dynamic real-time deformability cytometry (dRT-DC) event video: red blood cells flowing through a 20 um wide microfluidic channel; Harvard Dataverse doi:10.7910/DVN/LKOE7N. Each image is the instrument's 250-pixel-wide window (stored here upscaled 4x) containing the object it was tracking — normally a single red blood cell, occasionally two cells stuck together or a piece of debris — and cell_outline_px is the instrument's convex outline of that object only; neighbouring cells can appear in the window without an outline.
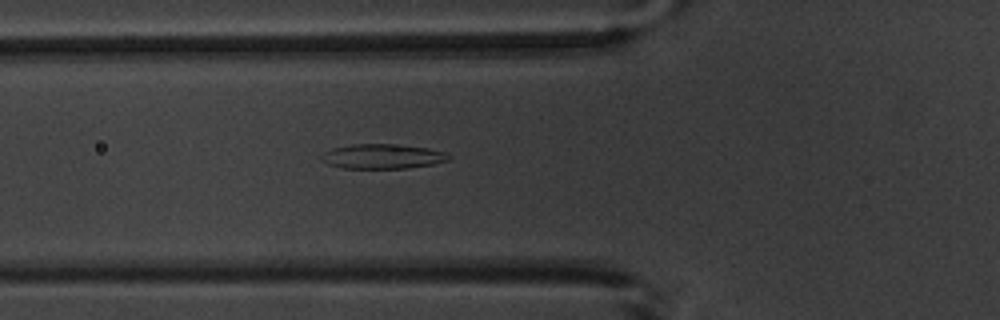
{"species": "common noctule bat (a hibernating species)", "species_latin": "Nyctalus noctula", "temperature_condition": "warm", "stored_images_in_passage": 5, "camera_frame_rate_fps": 3000, "um_per_image_px": 0.085, "animal": {"sex": "male", "body_mass_g": 20.1, "forearm_length_mm": 53.5}, "frame": {"image": 1, "passage_image": 5, "time_ms": 5.667, "image_size_px": [1000, 320], "cell_outline_px": [[452, 156], [448, 160], [432, 164], [408, 168], [344, 168], [328, 164], [320, 156], [324, 152], [332, 148], [352, 144], [388, 144], [428, 148], [444, 152]], "centroid_in_image_um": [32.51, 13.29], "position_along_channel_um": 93.3, "area_um2": 18.09}}